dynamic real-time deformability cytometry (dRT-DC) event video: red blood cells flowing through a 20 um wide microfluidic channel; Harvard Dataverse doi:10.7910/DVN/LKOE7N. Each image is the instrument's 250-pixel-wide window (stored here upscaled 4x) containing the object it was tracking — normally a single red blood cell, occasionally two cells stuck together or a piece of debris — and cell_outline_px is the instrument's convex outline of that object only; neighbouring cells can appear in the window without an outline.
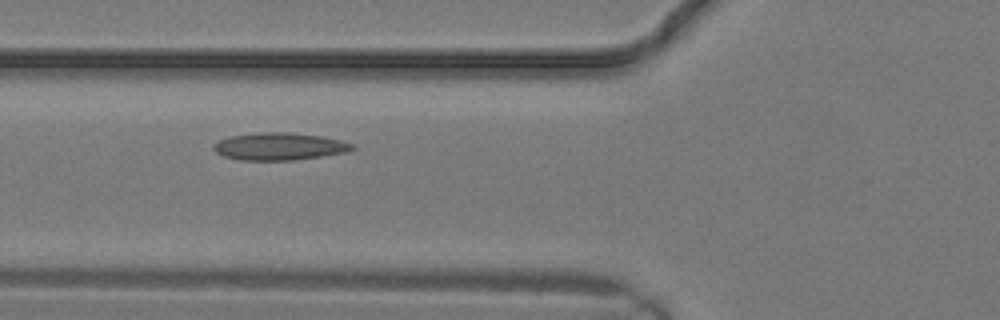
{"species": "common noctule bat (a hibernating species)", "species_latin": "Nyctalus noctula", "temperature_condition": "warm", "stored_images_in_passage": 13, "camera_frame_rate_fps": 3000, "um_per_image_px": 0.085, "animal": {"sex": "male", "body_mass_g": 19.2, "forearm_length_mm": 51.8}, "frame": {"image": 1, "passage_image": 10, "time_ms": 3.0, "image_size_px": [1000, 320], "cell_outline_px": [[356, 148], [348, 152], [292, 160], [240, 160], [224, 156], [216, 152], [212, 148], [220, 140], [232, 136], [264, 132], [288, 132], [320, 136], [340, 140], [352, 144]], "centroid_in_image_um": [23.77, 12.45], "position_along_channel_um": 102.0, "area_um2": 21.79}}
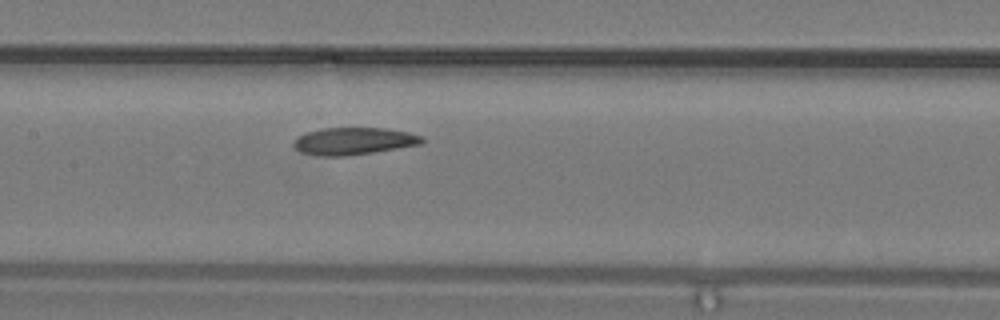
{"frame": {"image": 2, "passage_image": 13, "time_ms": 4.0, "image_size_px": [1000, 320], "cell_outline_px": [[424, 140], [420, 144], [372, 152], [344, 156], [320, 156], [300, 152], [292, 144], [296, 136], [304, 132], [324, 128], [384, 128], [408, 132], [420, 136]], "centroid_in_image_um": [29.98, 11.99], "position_along_channel_um": 177.4, "area_um2": 20.23}}